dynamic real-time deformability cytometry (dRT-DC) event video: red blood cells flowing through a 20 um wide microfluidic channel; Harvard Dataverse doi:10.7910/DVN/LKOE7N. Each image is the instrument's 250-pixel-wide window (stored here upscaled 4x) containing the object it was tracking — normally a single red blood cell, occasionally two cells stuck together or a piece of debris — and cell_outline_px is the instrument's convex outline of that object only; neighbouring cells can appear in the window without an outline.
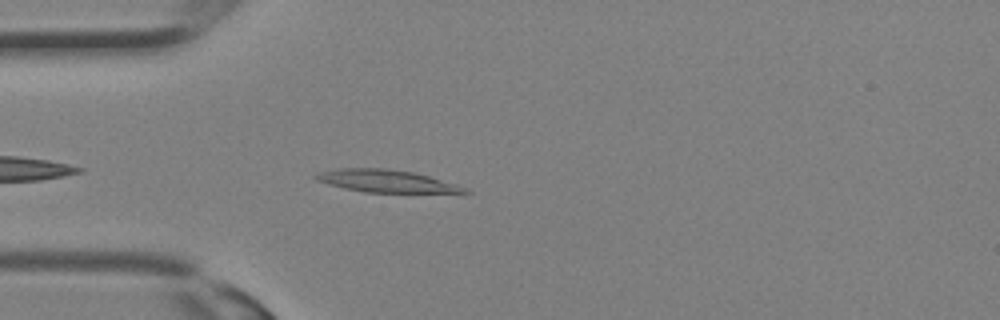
{"species": "Egyptian fruit bat (a non-hibernating species)", "species_latin": "Rousettus aegyptiacus", "temperature_condition": "room temperature", "stored_images_in_passage": 25, "camera_frame_rate_fps": 3000, "um_per_image_px": 0.085, "animal": {"sex": "female"}, "frame": {"image": 1, "passage_image": 2, "time_ms": 0.333, "image_size_px": [1000, 320], "cell_outline_px": [[472, 192], [364, 192], [344, 188], [328, 184], [316, 180], [312, 176], [320, 172], [340, 168], [388, 168], [412, 172], [428, 176], [456, 184], [468, 188]], "centroid_in_image_um": [32.79, 15.38], "position_along_channel_um": 52.2, "area_um2": 19.19}}
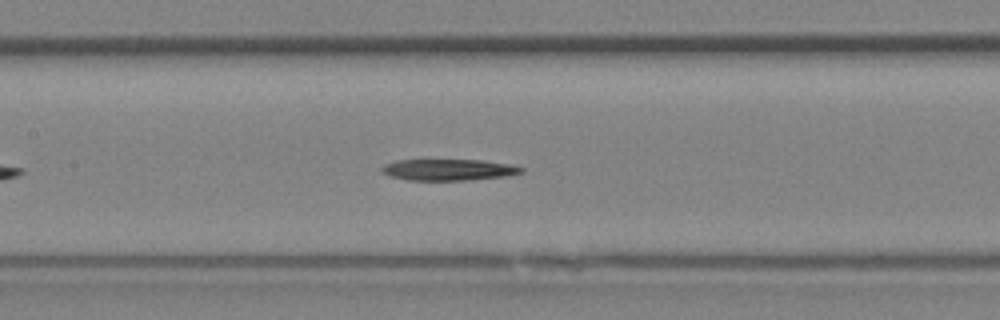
{"frame": {"image": 2, "passage_image": 8, "time_ms": 2.333, "image_size_px": [1000, 320], "cell_outline_px": [[524, 172], [504, 176], [468, 180], [408, 180], [392, 176], [380, 172], [380, 168], [384, 164], [396, 160], [484, 160], [508, 164], [524, 168]], "centroid_in_image_um": [38.09, 14.42], "position_along_channel_um": 169.3, "area_um2": 17.28}}
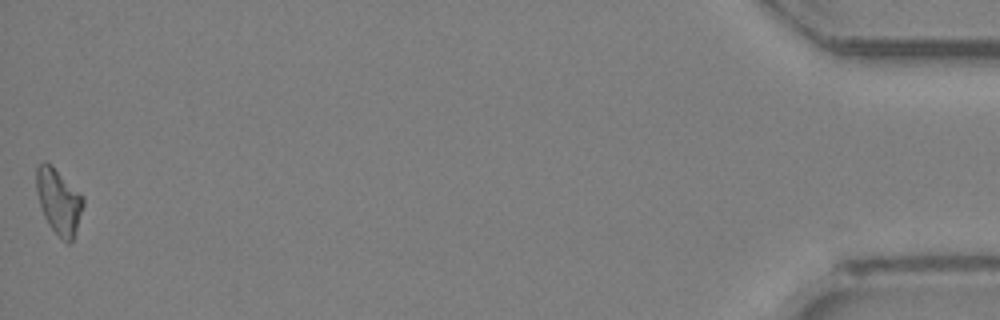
{"frame": {"image": 3, "passage_image": 25, "time_ms": 8.0, "image_size_px": [1000, 320], "cell_outline_px": [[84, 204], [72, 244], [68, 244], [48, 224], [44, 216], [36, 192], [36, 164], [44, 160], [52, 164], [80, 192], [84, 200]], "centroid_in_image_um": [4.99, 17.06], "position_along_channel_um": 430.2, "area_um2": 18.03}}